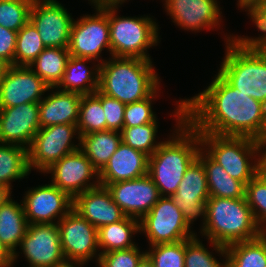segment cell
I'll list each match as a JSON object with an SVG mask.
<instances>
[{
	"mask_svg": "<svg viewBox=\"0 0 266 267\" xmlns=\"http://www.w3.org/2000/svg\"><path fill=\"white\" fill-rule=\"evenodd\" d=\"M185 119L199 132L257 140L266 132V105L234 88L219 72L185 100Z\"/></svg>",
	"mask_w": 266,
	"mask_h": 267,
	"instance_id": "obj_1",
	"label": "cell"
},
{
	"mask_svg": "<svg viewBox=\"0 0 266 267\" xmlns=\"http://www.w3.org/2000/svg\"><path fill=\"white\" fill-rule=\"evenodd\" d=\"M177 103L174 113L176 136L162 142L148 161V175L158 187L160 196L171 197L176 193L186 170L202 148L199 147V132L185 119V99Z\"/></svg>",
	"mask_w": 266,
	"mask_h": 267,
	"instance_id": "obj_2",
	"label": "cell"
},
{
	"mask_svg": "<svg viewBox=\"0 0 266 267\" xmlns=\"http://www.w3.org/2000/svg\"><path fill=\"white\" fill-rule=\"evenodd\" d=\"M206 221L201 232L208 237L216 253L226 259V246L257 238L264 231L257 224L246 198L209 197Z\"/></svg>",
	"mask_w": 266,
	"mask_h": 267,
	"instance_id": "obj_3",
	"label": "cell"
},
{
	"mask_svg": "<svg viewBox=\"0 0 266 267\" xmlns=\"http://www.w3.org/2000/svg\"><path fill=\"white\" fill-rule=\"evenodd\" d=\"M99 62L98 90L124 104L148 98L160 87L151 60L112 56Z\"/></svg>",
	"mask_w": 266,
	"mask_h": 267,
	"instance_id": "obj_4",
	"label": "cell"
},
{
	"mask_svg": "<svg viewBox=\"0 0 266 267\" xmlns=\"http://www.w3.org/2000/svg\"><path fill=\"white\" fill-rule=\"evenodd\" d=\"M199 136L202 149L232 178L246 185L260 171L257 140L212 133H199Z\"/></svg>",
	"mask_w": 266,
	"mask_h": 267,
	"instance_id": "obj_5",
	"label": "cell"
},
{
	"mask_svg": "<svg viewBox=\"0 0 266 267\" xmlns=\"http://www.w3.org/2000/svg\"><path fill=\"white\" fill-rule=\"evenodd\" d=\"M226 55L218 72L240 92L266 105V50L237 47L227 37Z\"/></svg>",
	"mask_w": 266,
	"mask_h": 267,
	"instance_id": "obj_6",
	"label": "cell"
},
{
	"mask_svg": "<svg viewBox=\"0 0 266 267\" xmlns=\"http://www.w3.org/2000/svg\"><path fill=\"white\" fill-rule=\"evenodd\" d=\"M118 7H109L111 55L151 60L147 49L159 42L158 26L152 17H119Z\"/></svg>",
	"mask_w": 266,
	"mask_h": 267,
	"instance_id": "obj_7",
	"label": "cell"
},
{
	"mask_svg": "<svg viewBox=\"0 0 266 267\" xmlns=\"http://www.w3.org/2000/svg\"><path fill=\"white\" fill-rule=\"evenodd\" d=\"M190 229L181 210L167 196H161L140 220V231L146 234L149 246L190 239L197 234Z\"/></svg>",
	"mask_w": 266,
	"mask_h": 267,
	"instance_id": "obj_8",
	"label": "cell"
},
{
	"mask_svg": "<svg viewBox=\"0 0 266 267\" xmlns=\"http://www.w3.org/2000/svg\"><path fill=\"white\" fill-rule=\"evenodd\" d=\"M80 141L77 124H57L40 128L28 149V166L44 172L53 163L65 155L80 149V144H73L76 135ZM72 142V143H71Z\"/></svg>",
	"mask_w": 266,
	"mask_h": 267,
	"instance_id": "obj_9",
	"label": "cell"
},
{
	"mask_svg": "<svg viewBox=\"0 0 266 267\" xmlns=\"http://www.w3.org/2000/svg\"><path fill=\"white\" fill-rule=\"evenodd\" d=\"M96 12V15H84L73 21L68 48L70 56L97 61L103 49L107 48L111 54L109 7L96 8Z\"/></svg>",
	"mask_w": 266,
	"mask_h": 267,
	"instance_id": "obj_10",
	"label": "cell"
},
{
	"mask_svg": "<svg viewBox=\"0 0 266 267\" xmlns=\"http://www.w3.org/2000/svg\"><path fill=\"white\" fill-rule=\"evenodd\" d=\"M61 247L65 259L84 263L97 257L98 229L71 209L59 222Z\"/></svg>",
	"mask_w": 266,
	"mask_h": 267,
	"instance_id": "obj_11",
	"label": "cell"
},
{
	"mask_svg": "<svg viewBox=\"0 0 266 267\" xmlns=\"http://www.w3.org/2000/svg\"><path fill=\"white\" fill-rule=\"evenodd\" d=\"M30 21L37 28L46 48H69L74 19L57 0H34Z\"/></svg>",
	"mask_w": 266,
	"mask_h": 267,
	"instance_id": "obj_12",
	"label": "cell"
},
{
	"mask_svg": "<svg viewBox=\"0 0 266 267\" xmlns=\"http://www.w3.org/2000/svg\"><path fill=\"white\" fill-rule=\"evenodd\" d=\"M44 173H51L52 184L66 192L72 199L100 184L99 172L80 149L53 163ZM93 177L96 181L90 182Z\"/></svg>",
	"mask_w": 266,
	"mask_h": 267,
	"instance_id": "obj_13",
	"label": "cell"
},
{
	"mask_svg": "<svg viewBox=\"0 0 266 267\" xmlns=\"http://www.w3.org/2000/svg\"><path fill=\"white\" fill-rule=\"evenodd\" d=\"M52 89L29 66H7L0 82V108L40 102Z\"/></svg>",
	"mask_w": 266,
	"mask_h": 267,
	"instance_id": "obj_14",
	"label": "cell"
},
{
	"mask_svg": "<svg viewBox=\"0 0 266 267\" xmlns=\"http://www.w3.org/2000/svg\"><path fill=\"white\" fill-rule=\"evenodd\" d=\"M171 198L183 213L185 222L189 227L199 216L203 217L202 228L204 227L209 190L204 165L198 157L186 170L183 180Z\"/></svg>",
	"mask_w": 266,
	"mask_h": 267,
	"instance_id": "obj_15",
	"label": "cell"
},
{
	"mask_svg": "<svg viewBox=\"0 0 266 267\" xmlns=\"http://www.w3.org/2000/svg\"><path fill=\"white\" fill-rule=\"evenodd\" d=\"M26 192L22 203L29 224L58 223L73 207V199L52 183Z\"/></svg>",
	"mask_w": 266,
	"mask_h": 267,
	"instance_id": "obj_16",
	"label": "cell"
},
{
	"mask_svg": "<svg viewBox=\"0 0 266 267\" xmlns=\"http://www.w3.org/2000/svg\"><path fill=\"white\" fill-rule=\"evenodd\" d=\"M20 248L29 267H52L65 260L58 223L29 224Z\"/></svg>",
	"mask_w": 266,
	"mask_h": 267,
	"instance_id": "obj_17",
	"label": "cell"
},
{
	"mask_svg": "<svg viewBox=\"0 0 266 267\" xmlns=\"http://www.w3.org/2000/svg\"><path fill=\"white\" fill-rule=\"evenodd\" d=\"M103 186L107 187L113 201L126 216L138 220H141L161 197L158 187L148 174L138 179Z\"/></svg>",
	"mask_w": 266,
	"mask_h": 267,
	"instance_id": "obj_18",
	"label": "cell"
},
{
	"mask_svg": "<svg viewBox=\"0 0 266 267\" xmlns=\"http://www.w3.org/2000/svg\"><path fill=\"white\" fill-rule=\"evenodd\" d=\"M39 129V102L0 108V143L29 149Z\"/></svg>",
	"mask_w": 266,
	"mask_h": 267,
	"instance_id": "obj_19",
	"label": "cell"
},
{
	"mask_svg": "<svg viewBox=\"0 0 266 267\" xmlns=\"http://www.w3.org/2000/svg\"><path fill=\"white\" fill-rule=\"evenodd\" d=\"M166 12L184 30L200 31L220 25L221 9L216 0H164Z\"/></svg>",
	"mask_w": 266,
	"mask_h": 267,
	"instance_id": "obj_20",
	"label": "cell"
},
{
	"mask_svg": "<svg viewBox=\"0 0 266 267\" xmlns=\"http://www.w3.org/2000/svg\"><path fill=\"white\" fill-rule=\"evenodd\" d=\"M72 209L97 229L126 217L107 187L100 184L75 196Z\"/></svg>",
	"mask_w": 266,
	"mask_h": 267,
	"instance_id": "obj_21",
	"label": "cell"
},
{
	"mask_svg": "<svg viewBox=\"0 0 266 267\" xmlns=\"http://www.w3.org/2000/svg\"><path fill=\"white\" fill-rule=\"evenodd\" d=\"M149 156L121 142L109 162L99 172L100 185L134 180L148 174Z\"/></svg>",
	"mask_w": 266,
	"mask_h": 267,
	"instance_id": "obj_22",
	"label": "cell"
},
{
	"mask_svg": "<svg viewBox=\"0 0 266 267\" xmlns=\"http://www.w3.org/2000/svg\"><path fill=\"white\" fill-rule=\"evenodd\" d=\"M82 95L57 89L39 102L40 128L57 124H77Z\"/></svg>",
	"mask_w": 266,
	"mask_h": 267,
	"instance_id": "obj_23",
	"label": "cell"
},
{
	"mask_svg": "<svg viewBox=\"0 0 266 267\" xmlns=\"http://www.w3.org/2000/svg\"><path fill=\"white\" fill-rule=\"evenodd\" d=\"M91 61L93 59L70 56L62 80L55 88L61 87L63 89L60 88L59 90L81 95L93 94L99 89L100 64L94 65L95 67L91 71L90 67L85 65L86 62Z\"/></svg>",
	"mask_w": 266,
	"mask_h": 267,
	"instance_id": "obj_24",
	"label": "cell"
},
{
	"mask_svg": "<svg viewBox=\"0 0 266 267\" xmlns=\"http://www.w3.org/2000/svg\"><path fill=\"white\" fill-rule=\"evenodd\" d=\"M28 225L23 203L10 199L0 206V241L14 255L13 262L18 257L16 249L20 246Z\"/></svg>",
	"mask_w": 266,
	"mask_h": 267,
	"instance_id": "obj_25",
	"label": "cell"
},
{
	"mask_svg": "<svg viewBox=\"0 0 266 267\" xmlns=\"http://www.w3.org/2000/svg\"><path fill=\"white\" fill-rule=\"evenodd\" d=\"M198 158L204 165L209 197L245 198L246 185L243 182L229 176L202 148Z\"/></svg>",
	"mask_w": 266,
	"mask_h": 267,
	"instance_id": "obj_26",
	"label": "cell"
},
{
	"mask_svg": "<svg viewBox=\"0 0 266 267\" xmlns=\"http://www.w3.org/2000/svg\"><path fill=\"white\" fill-rule=\"evenodd\" d=\"M121 132L104 130L80 136V150L100 172L121 143Z\"/></svg>",
	"mask_w": 266,
	"mask_h": 267,
	"instance_id": "obj_27",
	"label": "cell"
},
{
	"mask_svg": "<svg viewBox=\"0 0 266 267\" xmlns=\"http://www.w3.org/2000/svg\"><path fill=\"white\" fill-rule=\"evenodd\" d=\"M140 231V220L126 216L119 222L107 224L98 229V246L104 254L113 250L133 248L136 246L132 241L133 234Z\"/></svg>",
	"mask_w": 266,
	"mask_h": 267,
	"instance_id": "obj_28",
	"label": "cell"
},
{
	"mask_svg": "<svg viewBox=\"0 0 266 267\" xmlns=\"http://www.w3.org/2000/svg\"><path fill=\"white\" fill-rule=\"evenodd\" d=\"M225 248L227 267H266V231L255 239L236 242Z\"/></svg>",
	"mask_w": 266,
	"mask_h": 267,
	"instance_id": "obj_29",
	"label": "cell"
},
{
	"mask_svg": "<svg viewBox=\"0 0 266 267\" xmlns=\"http://www.w3.org/2000/svg\"><path fill=\"white\" fill-rule=\"evenodd\" d=\"M69 57L68 48L48 47L37 56L29 67L49 87L55 88L62 80Z\"/></svg>",
	"mask_w": 266,
	"mask_h": 267,
	"instance_id": "obj_30",
	"label": "cell"
},
{
	"mask_svg": "<svg viewBox=\"0 0 266 267\" xmlns=\"http://www.w3.org/2000/svg\"><path fill=\"white\" fill-rule=\"evenodd\" d=\"M31 173L28 166V149L13 144L0 143V184L11 188V182Z\"/></svg>",
	"mask_w": 266,
	"mask_h": 267,
	"instance_id": "obj_31",
	"label": "cell"
},
{
	"mask_svg": "<svg viewBox=\"0 0 266 267\" xmlns=\"http://www.w3.org/2000/svg\"><path fill=\"white\" fill-rule=\"evenodd\" d=\"M105 113L101 104V92L82 95L79 105V119L77 129L79 137L92 132L107 130Z\"/></svg>",
	"mask_w": 266,
	"mask_h": 267,
	"instance_id": "obj_32",
	"label": "cell"
},
{
	"mask_svg": "<svg viewBox=\"0 0 266 267\" xmlns=\"http://www.w3.org/2000/svg\"><path fill=\"white\" fill-rule=\"evenodd\" d=\"M45 48L37 28L29 20L17 32L14 66H29Z\"/></svg>",
	"mask_w": 266,
	"mask_h": 267,
	"instance_id": "obj_33",
	"label": "cell"
},
{
	"mask_svg": "<svg viewBox=\"0 0 266 267\" xmlns=\"http://www.w3.org/2000/svg\"><path fill=\"white\" fill-rule=\"evenodd\" d=\"M157 121L138 125L134 127H123L121 132V141L135 150H139L149 157L157 150L163 142H156V133L158 132ZM158 143V144H157Z\"/></svg>",
	"mask_w": 266,
	"mask_h": 267,
	"instance_id": "obj_34",
	"label": "cell"
},
{
	"mask_svg": "<svg viewBox=\"0 0 266 267\" xmlns=\"http://www.w3.org/2000/svg\"><path fill=\"white\" fill-rule=\"evenodd\" d=\"M245 198L257 224L266 231V174L260 171L246 184ZM265 227V228H264Z\"/></svg>",
	"mask_w": 266,
	"mask_h": 267,
	"instance_id": "obj_35",
	"label": "cell"
},
{
	"mask_svg": "<svg viewBox=\"0 0 266 267\" xmlns=\"http://www.w3.org/2000/svg\"><path fill=\"white\" fill-rule=\"evenodd\" d=\"M34 0H0V25L18 32L29 20Z\"/></svg>",
	"mask_w": 266,
	"mask_h": 267,
	"instance_id": "obj_36",
	"label": "cell"
},
{
	"mask_svg": "<svg viewBox=\"0 0 266 267\" xmlns=\"http://www.w3.org/2000/svg\"><path fill=\"white\" fill-rule=\"evenodd\" d=\"M150 249L146 254L152 260L154 267H185V240L151 245Z\"/></svg>",
	"mask_w": 266,
	"mask_h": 267,
	"instance_id": "obj_37",
	"label": "cell"
},
{
	"mask_svg": "<svg viewBox=\"0 0 266 267\" xmlns=\"http://www.w3.org/2000/svg\"><path fill=\"white\" fill-rule=\"evenodd\" d=\"M258 30L264 34L256 37L232 36L231 42L237 47L246 50H266V1L257 7H245Z\"/></svg>",
	"mask_w": 266,
	"mask_h": 267,
	"instance_id": "obj_38",
	"label": "cell"
},
{
	"mask_svg": "<svg viewBox=\"0 0 266 267\" xmlns=\"http://www.w3.org/2000/svg\"><path fill=\"white\" fill-rule=\"evenodd\" d=\"M185 267H227L226 260L223 263L217 261L212 252L205 248L197 235L185 240Z\"/></svg>",
	"mask_w": 266,
	"mask_h": 267,
	"instance_id": "obj_39",
	"label": "cell"
},
{
	"mask_svg": "<svg viewBox=\"0 0 266 267\" xmlns=\"http://www.w3.org/2000/svg\"><path fill=\"white\" fill-rule=\"evenodd\" d=\"M159 87L148 97L143 100L126 104L124 109V126L134 127L144 125L157 120L156 114L152 110V101L156 99L157 90ZM155 97V98H154Z\"/></svg>",
	"mask_w": 266,
	"mask_h": 267,
	"instance_id": "obj_40",
	"label": "cell"
},
{
	"mask_svg": "<svg viewBox=\"0 0 266 267\" xmlns=\"http://www.w3.org/2000/svg\"><path fill=\"white\" fill-rule=\"evenodd\" d=\"M146 252L140 251L135 246L133 248L113 250L104 254H100L99 267H137Z\"/></svg>",
	"mask_w": 266,
	"mask_h": 267,
	"instance_id": "obj_41",
	"label": "cell"
},
{
	"mask_svg": "<svg viewBox=\"0 0 266 267\" xmlns=\"http://www.w3.org/2000/svg\"><path fill=\"white\" fill-rule=\"evenodd\" d=\"M101 104L106 117L107 130L121 131L124 126L126 104L103 93H101Z\"/></svg>",
	"mask_w": 266,
	"mask_h": 267,
	"instance_id": "obj_42",
	"label": "cell"
},
{
	"mask_svg": "<svg viewBox=\"0 0 266 267\" xmlns=\"http://www.w3.org/2000/svg\"><path fill=\"white\" fill-rule=\"evenodd\" d=\"M17 32L0 25V60L8 66L14 65Z\"/></svg>",
	"mask_w": 266,
	"mask_h": 267,
	"instance_id": "obj_43",
	"label": "cell"
},
{
	"mask_svg": "<svg viewBox=\"0 0 266 267\" xmlns=\"http://www.w3.org/2000/svg\"><path fill=\"white\" fill-rule=\"evenodd\" d=\"M259 149V169L266 174V132L257 139ZM263 149V151H262Z\"/></svg>",
	"mask_w": 266,
	"mask_h": 267,
	"instance_id": "obj_44",
	"label": "cell"
},
{
	"mask_svg": "<svg viewBox=\"0 0 266 267\" xmlns=\"http://www.w3.org/2000/svg\"><path fill=\"white\" fill-rule=\"evenodd\" d=\"M14 255L0 241V267H12Z\"/></svg>",
	"mask_w": 266,
	"mask_h": 267,
	"instance_id": "obj_45",
	"label": "cell"
},
{
	"mask_svg": "<svg viewBox=\"0 0 266 267\" xmlns=\"http://www.w3.org/2000/svg\"><path fill=\"white\" fill-rule=\"evenodd\" d=\"M91 4H94L96 8L118 7L126 0H89Z\"/></svg>",
	"mask_w": 266,
	"mask_h": 267,
	"instance_id": "obj_46",
	"label": "cell"
},
{
	"mask_svg": "<svg viewBox=\"0 0 266 267\" xmlns=\"http://www.w3.org/2000/svg\"><path fill=\"white\" fill-rule=\"evenodd\" d=\"M11 193L12 191L8 186L0 184V206L11 199Z\"/></svg>",
	"mask_w": 266,
	"mask_h": 267,
	"instance_id": "obj_47",
	"label": "cell"
},
{
	"mask_svg": "<svg viewBox=\"0 0 266 267\" xmlns=\"http://www.w3.org/2000/svg\"><path fill=\"white\" fill-rule=\"evenodd\" d=\"M264 1L266 0H238V7L242 8L243 10L245 7H257Z\"/></svg>",
	"mask_w": 266,
	"mask_h": 267,
	"instance_id": "obj_48",
	"label": "cell"
},
{
	"mask_svg": "<svg viewBox=\"0 0 266 267\" xmlns=\"http://www.w3.org/2000/svg\"><path fill=\"white\" fill-rule=\"evenodd\" d=\"M78 265V266H77ZM84 263H80V262H76V261H71V260H63L62 262L56 264V265H53L52 267H79V266H83Z\"/></svg>",
	"mask_w": 266,
	"mask_h": 267,
	"instance_id": "obj_49",
	"label": "cell"
},
{
	"mask_svg": "<svg viewBox=\"0 0 266 267\" xmlns=\"http://www.w3.org/2000/svg\"><path fill=\"white\" fill-rule=\"evenodd\" d=\"M137 267H154V264L152 262V260L148 257V255L146 254L141 261L139 262Z\"/></svg>",
	"mask_w": 266,
	"mask_h": 267,
	"instance_id": "obj_50",
	"label": "cell"
},
{
	"mask_svg": "<svg viewBox=\"0 0 266 267\" xmlns=\"http://www.w3.org/2000/svg\"><path fill=\"white\" fill-rule=\"evenodd\" d=\"M7 66L8 65L6 63H4L2 60H0V82H1V80L3 78V75L5 73V70H6Z\"/></svg>",
	"mask_w": 266,
	"mask_h": 267,
	"instance_id": "obj_51",
	"label": "cell"
}]
</instances>
